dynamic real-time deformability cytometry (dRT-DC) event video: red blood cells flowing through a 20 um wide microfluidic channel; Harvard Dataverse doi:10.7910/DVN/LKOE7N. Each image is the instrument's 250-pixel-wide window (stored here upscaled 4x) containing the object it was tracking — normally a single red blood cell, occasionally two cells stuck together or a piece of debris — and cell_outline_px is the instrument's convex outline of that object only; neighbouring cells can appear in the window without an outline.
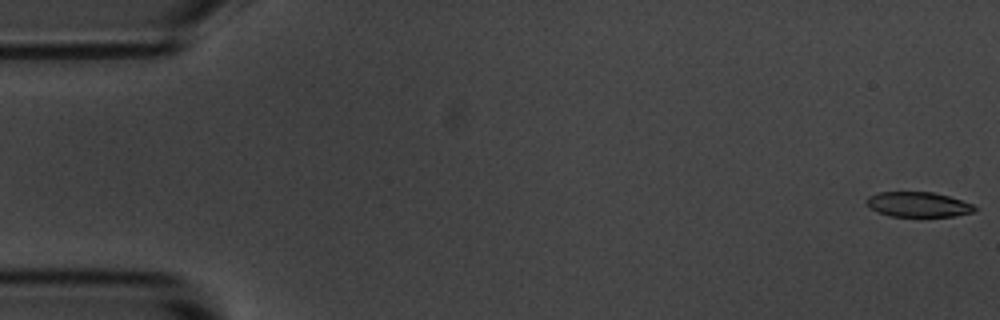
{"species": "common noctule bat (a hibernating species)", "species_latin": "Nyctalus noctula", "temperature_condition": "room temperature", "stored_images_in_passage": 4, "camera_frame_rate_fps": 3000, "um_per_image_px": 0.085, "animal": {"sex": "male", "body_mass_g": 20.1, "forearm_length_mm": 53.5}, "frame": {"image": 1, "passage_image": 1, "time_ms": 0.0, "image_size_px": [1000, 320], "cell_outline_px": [[976, 208], [972, 212], [956, 216], [888, 216], [872, 208], [868, 204], [868, 196], [876, 192], [932, 192], [948, 196], [972, 204]], "centroid_in_image_um": [78.04, 17.37], "position_along_channel_um": 7.0, "area_um2": 15.43}}